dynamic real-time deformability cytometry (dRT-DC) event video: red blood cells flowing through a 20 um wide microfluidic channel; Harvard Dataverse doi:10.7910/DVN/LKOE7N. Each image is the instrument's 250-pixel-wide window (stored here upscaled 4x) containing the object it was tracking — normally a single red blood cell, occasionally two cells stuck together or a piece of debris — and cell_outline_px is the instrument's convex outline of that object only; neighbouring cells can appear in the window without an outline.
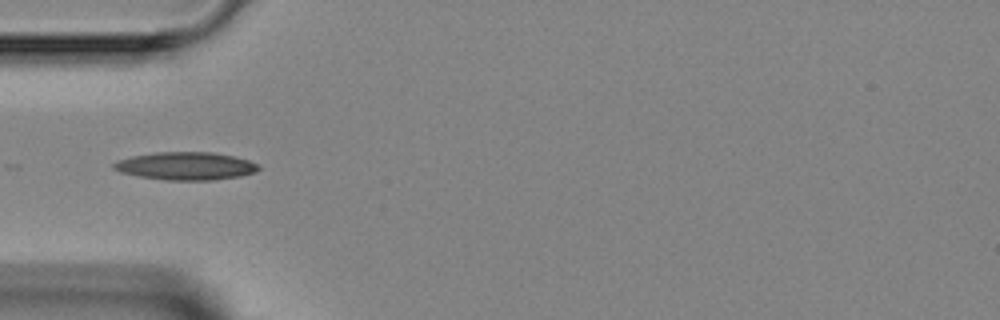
{"species": "Egyptian fruit bat (a non-hibernating species)", "species_latin": "Rousettus aegyptiacus", "temperature_condition": "room temperature", "stored_images_in_passage": 2, "camera_frame_rate_fps": 3000, "um_per_image_px": 0.085, "animal": {"sex": "female"}, "frame": {"image": 1, "passage_image": 1, "time_ms": 0.0, "image_size_px": [1000, 320], "cell_outline_px": [[260, 168], [256, 172], [240, 176], [212, 180], [164, 180], [140, 176], [120, 172], [112, 168], [112, 164], [120, 160], [132, 156], [156, 152], [212, 152], [232, 156], [248, 160], [256, 164]], "centroid_in_image_um": [15.78, 14.11], "position_along_channel_um": 69.2, "area_um2": 23.35}}
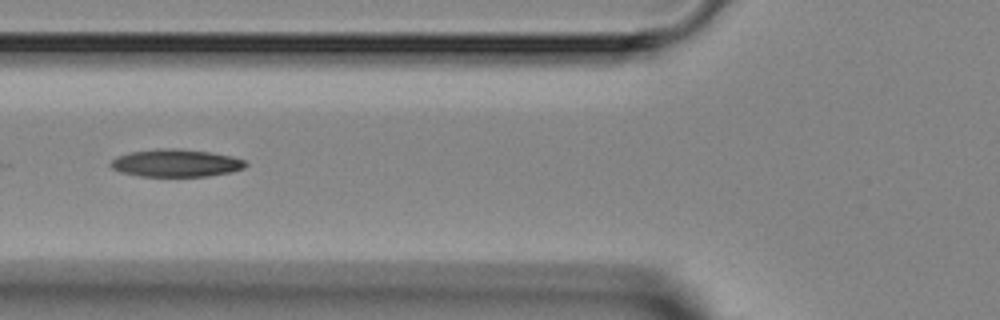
{"frame": {"image": 2, "passage_image": 2, "time_ms": 1.0, "image_size_px": [1000, 320], "cell_outline_px": [[248, 164], [244, 168], [232, 172], [208, 176], [140, 176], [120, 172], [112, 168], [108, 164], [116, 156], [132, 152], [156, 148], [180, 148], [212, 152], [232, 156], [244, 160]], "centroid_in_image_um": [14.96, 13.85], "position_along_channel_um": 110.8, "area_um2": 21.91}}